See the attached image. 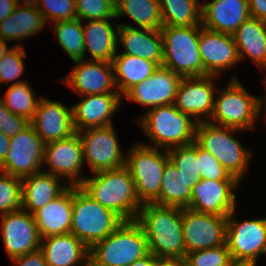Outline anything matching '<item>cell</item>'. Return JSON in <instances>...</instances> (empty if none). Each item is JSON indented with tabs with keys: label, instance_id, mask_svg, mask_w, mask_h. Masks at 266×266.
I'll use <instances>...</instances> for the list:
<instances>
[{
	"label": "cell",
	"instance_id": "cell-16",
	"mask_svg": "<svg viewBox=\"0 0 266 266\" xmlns=\"http://www.w3.org/2000/svg\"><path fill=\"white\" fill-rule=\"evenodd\" d=\"M43 162L51 168L48 173L69 179L70 186H80L85 178H77L84 163L83 145L78 132L66 139L45 144Z\"/></svg>",
	"mask_w": 266,
	"mask_h": 266
},
{
	"label": "cell",
	"instance_id": "cell-53",
	"mask_svg": "<svg viewBox=\"0 0 266 266\" xmlns=\"http://www.w3.org/2000/svg\"><path fill=\"white\" fill-rule=\"evenodd\" d=\"M17 3L19 4L20 0H16ZM39 0H23L24 5H35L37 6Z\"/></svg>",
	"mask_w": 266,
	"mask_h": 266
},
{
	"label": "cell",
	"instance_id": "cell-1",
	"mask_svg": "<svg viewBox=\"0 0 266 266\" xmlns=\"http://www.w3.org/2000/svg\"><path fill=\"white\" fill-rule=\"evenodd\" d=\"M143 229L148 250L160 260L183 261L186 248L183 240L182 208L145 203L135 220Z\"/></svg>",
	"mask_w": 266,
	"mask_h": 266
},
{
	"label": "cell",
	"instance_id": "cell-27",
	"mask_svg": "<svg viewBox=\"0 0 266 266\" xmlns=\"http://www.w3.org/2000/svg\"><path fill=\"white\" fill-rule=\"evenodd\" d=\"M59 177L39 171L22 179V209L34 214L51 200L58 197L66 188L61 186Z\"/></svg>",
	"mask_w": 266,
	"mask_h": 266
},
{
	"label": "cell",
	"instance_id": "cell-3",
	"mask_svg": "<svg viewBox=\"0 0 266 266\" xmlns=\"http://www.w3.org/2000/svg\"><path fill=\"white\" fill-rule=\"evenodd\" d=\"M149 253L142 227L136 221H124L105 239L89 248V265L130 266Z\"/></svg>",
	"mask_w": 266,
	"mask_h": 266
},
{
	"label": "cell",
	"instance_id": "cell-38",
	"mask_svg": "<svg viewBox=\"0 0 266 266\" xmlns=\"http://www.w3.org/2000/svg\"><path fill=\"white\" fill-rule=\"evenodd\" d=\"M0 214L4 215L22 208V179L1 172Z\"/></svg>",
	"mask_w": 266,
	"mask_h": 266
},
{
	"label": "cell",
	"instance_id": "cell-19",
	"mask_svg": "<svg viewBox=\"0 0 266 266\" xmlns=\"http://www.w3.org/2000/svg\"><path fill=\"white\" fill-rule=\"evenodd\" d=\"M199 51L203 63V76H217L222 70L239 61L233 35L204 27L200 28L199 32Z\"/></svg>",
	"mask_w": 266,
	"mask_h": 266
},
{
	"label": "cell",
	"instance_id": "cell-11",
	"mask_svg": "<svg viewBox=\"0 0 266 266\" xmlns=\"http://www.w3.org/2000/svg\"><path fill=\"white\" fill-rule=\"evenodd\" d=\"M182 223L186 254L226 244L227 216L182 208Z\"/></svg>",
	"mask_w": 266,
	"mask_h": 266
},
{
	"label": "cell",
	"instance_id": "cell-26",
	"mask_svg": "<svg viewBox=\"0 0 266 266\" xmlns=\"http://www.w3.org/2000/svg\"><path fill=\"white\" fill-rule=\"evenodd\" d=\"M40 250L48 266H76L83 259L89 264V248L71 233L43 237Z\"/></svg>",
	"mask_w": 266,
	"mask_h": 266
},
{
	"label": "cell",
	"instance_id": "cell-13",
	"mask_svg": "<svg viewBox=\"0 0 266 266\" xmlns=\"http://www.w3.org/2000/svg\"><path fill=\"white\" fill-rule=\"evenodd\" d=\"M232 211L227 216L226 245L231 259L257 263L260 253H266V218L238 223Z\"/></svg>",
	"mask_w": 266,
	"mask_h": 266
},
{
	"label": "cell",
	"instance_id": "cell-31",
	"mask_svg": "<svg viewBox=\"0 0 266 266\" xmlns=\"http://www.w3.org/2000/svg\"><path fill=\"white\" fill-rule=\"evenodd\" d=\"M19 5L0 22V37L7 42L34 35L45 27L46 22L37 6Z\"/></svg>",
	"mask_w": 266,
	"mask_h": 266
},
{
	"label": "cell",
	"instance_id": "cell-34",
	"mask_svg": "<svg viewBox=\"0 0 266 266\" xmlns=\"http://www.w3.org/2000/svg\"><path fill=\"white\" fill-rule=\"evenodd\" d=\"M198 0H159L163 26H199L202 6Z\"/></svg>",
	"mask_w": 266,
	"mask_h": 266
},
{
	"label": "cell",
	"instance_id": "cell-33",
	"mask_svg": "<svg viewBox=\"0 0 266 266\" xmlns=\"http://www.w3.org/2000/svg\"><path fill=\"white\" fill-rule=\"evenodd\" d=\"M125 14L140 28L161 30L163 27L159 0H115L116 18Z\"/></svg>",
	"mask_w": 266,
	"mask_h": 266
},
{
	"label": "cell",
	"instance_id": "cell-37",
	"mask_svg": "<svg viewBox=\"0 0 266 266\" xmlns=\"http://www.w3.org/2000/svg\"><path fill=\"white\" fill-rule=\"evenodd\" d=\"M169 160L178 169L179 173L187 179H193L196 184L200 178L198 144L194 141L192 144L184 146H175L167 149Z\"/></svg>",
	"mask_w": 266,
	"mask_h": 266
},
{
	"label": "cell",
	"instance_id": "cell-14",
	"mask_svg": "<svg viewBox=\"0 0 266 266\" xmlns=\"http://www.w3.org/2000/svg\"><path fill=\"white\" fill-rule=\"evenodd\" d=\"M1 221L4 247L11 259L40 249L42 238L33 214L21 208L1 215Z\"/></svg>",
	"mask_w": 266,
	"mask_h": 266
},
{
	"label": "cell",
	"instance_id": "cell-43",
	"mask_svg": "<svg viewBox=\"0 0 266 266\" xmlns=\"http://www.w3.org/2000/svg\"><path fill=\"white\" fill-rule=\"evenodd\" d=\"M198 160L201 179L237 180L231 176L222 164L208 151L198 145Z\"/></svg>",
	"mask_w": 266,
	"mask_h": 266
},
{
	"label": "cell",
	"instance_id": "cell-32",
	"mask_svg": "<svg viewBox=\"0 0 266 266\" xmlns=\"http://www.w3.org/2000/svg\"><path fill=\"white\" fill-rule=\"evenodd\" d=\"M193 186V179L185 178L169 160L164 168L159 197L153 203L188 208Z\"/></svg>",
	"mask_w": 266,
	"mask_h": 266
},
{
	"label": "cell",
	"instance_id": "cell-36",
	"mask_svg": "<svg viewBox=\"0 0 266 266\" xmlns=\"http://www.w3.org/2000/svg\"><path fill=\"white\" fill-rule=\"evenodd\" d=\"M2 99L5 107L17 116L31 121L37 109L39 100L33 94L27 82H14Z\"/></svg>",
	"mask_w": 266,
	"mask_h": 266
},
{
	"label": "cell",
	"instance_id": "cell-40",
	"mask_svg": "<svg viewBox=\"0 0 266 266\" xmlns=\"http://www.w3.org/2000/svg\"><path fill=\"white\" fill-rule=\"evenodd\" d=\"M77 18L103 20L116 18L115 0H75Z\"/></svg>",
	"mask_w": 266,
	"mask_h": 266
},
{
	"label": "cell",
	"instance_id": "cell-35",
	"mask_svg": "<svg viewBox=\"0 0 266 266\" xmlns=\"http://www.w3.org/2000/svg\"><path fill=\"white\" fill-rule=\"evenodd\" d=\"M81 22L75 18L55 22L54 25L58 43L73 61L85 59L84 33Z\"/></svg>",
	"mask_w": 266,
	"mask_h": 266
},
{
	"label": "cell",
	"instance_id": "cell-7",
	"mask_svg": "<svg viewBox=\"0 0 266 266\" xmlns=\"http://www.w3.org/2000/svg\"><path fill=\"white\" fill-rule=\"evenodd\" d=\"M235 131L238 129L218 126L203 119L197 123L195 142L213 155L231 176L240 181L251 153L231 136Z\"/></svg>",
	"mask_w": 266,
	"mask_h": 266
},
{
	"label": "cell",
	"instance_id": "cell-46",
	"mask_svg": "<svg viewBox=\"0 0 266 266\" xmlns=\"http://www.w3.org/2000/svg\"><path fill=\"white\" fill-rule=\"evenodd\" d=\"M250 17L266 22V0H248Z\"/></svg>",
	"mask_w": 266,
	"mask_h": 266
},
{
	"label": "cell",
	"instance_id": "cell-30",
	"mask_svg": "<svg viewBox=\"0 0 266 266\" xmlns=\"http://www.w3.org/2000/svg\"><path fill=\"white\" fill-rule=\"evenodd\" d=\"M112 64L117 74L114 75L115 85L122 96L160 67L156 62L128 54H116Z\"/></svg>",
	"mask_w": 266,
	"mask_h": 266
},
{
	"label": "cell",
	"instance_id": "cell-25",
	"mask_svg": "<svg viewBox=\"0 0 266 266\" xmlns=\"http://www.w3.org/2000/svg\"><path fill=\"white\" fill-rule=\"evenodd\" d=\"M119 39L125 46V52L122 54L144 58L162 66L164 46L161 30L139 29L120 24L118 28Z\"/></svg>",
	"mask_w": 266,
	"mask_h": 266
},
{
	"label": "cell",
	"instance_id": "cell-4",
	"mask_svg": "<svg viewBox=\"0 0 266 266\" xmlns=\"http://www.w3.org/2000/svg\"><path fill=\"white\" fill-rule=\"evenodd\" d=\"M123 222L117 214L96 202L80 186H73L70 233L88 248L105 239Z\"/></svg>",
	"mask_w": 266,
	"mask_h": 266
},
{
	"label": "cell",
	"instance_id": "cell-41",
	"mask_svg": "<svg viewBox=\"0 0 266 266\" xmlns=\"http://www.w3.org/2000/svg\"><path fill=\"white\" fill-rule=\"evenodd\" d=\"M37 8L42 13L45 22H48L50 18L54 23L77 18L75 0H39Z\"/></svg>",
	"mask_w": 266,
	"mask_h": 266
},
{
	"label": "cell",
	"instance_id": "cell-10",
	"mask_svg": "<svg viewBox=\"0 0 266 266\" xmlns=\"http://www.w3.org/2000/svg\"><path fill=\"white\" fill-rule=\"evenodd\" d=\"M45 143L29 125L10 138L9 150L0 171L23 179L39 172L43 164Z\"/></svg>",
	"mask_w": 266,
	"mask_h": 266
},
{
	"label": "cell",
	"instance_id": "cell-52",
	"mask_svg": "<svg viewBox=\"0 0 266 266\" xmlns=\"http://www.w3.org/2000/svg\"><path fill=\"white\" fill-rule=\"evenodd\" d=\"M256 263L248 261H234L232 260L228 266H255Z\"/></svg>",
	"mask_w": 266,
	"mask_h": 266
},
{
	"label": "cell",
	"instance_id": "cell-50",
	"mask_svg": "<svg viewBox=\"0 0 266 266\" xmlns=\"http://www.w3.org/2000/svg\"><path fill=\"white\" fill-rule=\"evenodd\" d=\"M156 266H184V262L178 260H159Z\"/></svg>",
	"mask_w": 266,
	"mask_h": 266
},
{
	"label": "cell",
	"instance_id": "cell-29",
	"mask_svg": "<svg viewBox=\"0 0 266 266\" xmlns=\"http://www.w3.org/2000/svg\"><path fill=\"white\" fill-rule=\"evenodd\" d=\"M232 35L239 60L245 53L258 67L266 69V22L249 17Z\"/></svg>",
	"mask_w": 266,
	"mask_h": 266
},
{
	"label": "cell",
	"instance_id": "cell-8",
	"mask_svg": "<svg viewBox=\"0 0 266 266\" xmlns=\"http://www.w3.org/2000/svg\"><path fill=\"white\" fill-rule=\"evenodd\" d=\"M262 105L261 99L253 97L238 79L232 78L221 95L217 99L214 98L213 113L209 122L238 130L255 128L254 122Z\"/></svg>",
	"mask_w": 266,
	"mask_h": 266
},
{
	"label": "cell",
	"instance_id": "cell-42",
	"mask_svg": "<svg viewBox=\"0 0 266 266\" xmlns=\"http://www.w3.org/2000/svg\"><path fill=\"white\" fill-rule=\"evenodd\" d=\"M26 56L23 46L16 45L0 59V83L8 85L23 74V60Z\"/></svg>",
	"mask_w": 266,
	"mask_h": 266
},
{
	"label": "cell",
	"instance_id": "cell-9",
	"mask_svg": "<svg viewBox=\"0 0 266 266\" xmlns=\"http://www.w3.org/2000/svg\"><path fill=\"white\" fill-rule=\"evenodd\" d=\"M157 149L137 144L125 157V167L135 182L137 197L142 204L153 203L159 197L164 168L169 161L168 151L162 154Z\"/></svg>",
	"mask_w": 266,
	"mask_h": 266
},
{
	"label": "cell",
	"instance_id": "cell-49",
	"mask_svg": "<svg viewBox=\"0 0 266 266\" xmlns=\"http://www.w3.org/2000/svg\"><path fill=\"white\" fill-rule=\"evenodd\" d=\"M10 137H7L0 132V164L5 160L6 154L9 150Z\"/></svg>",
	"mask_w": 266,
	"mask_h": 266
},
{
	"label": "cell",
	"instance_id": "cell-48",
	"mask_svg": "<svg viewBox=\"0 0 266 266\" xmlns=\"http://www.w3.org/2000/svg\"><path fill=\"white\" fill-rule=\"evenodd\" d=\"M160 259L155 257L152 253H149L145 257L136 260L134 263H132L130 266H156L157 262Z\"/></svg>",
	"mask_w": 266,
	"mask_h": 266
},
{
	"label": "cell",
	"instance_id": "cell-22",
	"mask_svg": "<svg viewBox=\"0 0 266 266\" xmlns=\"http://www.w3.org/2000/svg\"><path fill=\"white\" fill-rule=\"evenodd\" d=\"M72 107L75 132L112 125L111 116L118 109L121 94L86 95ZM84 128V129H83Z\"/></svg>",
	"mask_w": 266,
	"mask_h": 266
},
{
	"label": "cell",
	"instance_id": "cell-23",
	"mask_svg": "<svg viewBox=\"0 0 266 266\" xmlns=\"http://www.w3.org/2000/svg\"><path fill=\"white\" fill-rule=\"evenodd\" d=\"M249 17L248 0H212L202 4V26L211 31L232 35Z\"/></svg>",
	"mask_w": 266,
	"mask_h": 266
},
{
	"label": "cell",
	"instance_id": "cell-47",
	"mask_svg": "<svg viewBox=\"0 0 266 266\" xmlns=\"http://www.w3.org/2000/svg\"><path fill=\"white\" fill-rule=\"evenodd\" d=\"M17 5L16 0H0V22L11 15Z\"/></svg>",
	"mask_w": 266,
	"mask_h": 266
},
{
	"label": "cell",
	"instance_id": "cell-44",
	"mask_svg": "<svg viewBox=\"0 0 266 266\" xmlns=\"http://www.w3.org/2000/svg\"><path fill=\"white\" fill-rule=\"evenodd\" d=\"M30 125V121L17 116L7 109L0 98V132L7 137H13Z\"/></svg>",
	"mask_w": 266,
	"mask_h": 266
},
{
	"label": "cell",
	"instance_id": "cell-12",
	"mask_svg": "<svg viewBox=\"0 0 266 266\" xmlns=\"http://www.w3.org/2000/svg\"><path fill=\"white\" fill-rule=\"evenodd\" d=\"M83 145V159L92 172L113 170L125 166V159L112 125L78 131Z\"/></svg>",
	"mask_w": 266,
	"mask_h": 266
},
{
	"label": "cell",
	"instance_id": "cell-5",
	"mask_svg": "<svg viewBox=\"0 0 266 266\" xmlns=\"http://www.w3.org/2000/svg\"><path fill=\"white\" fill-rule=\"evenodd\" d=\"M139 120L141 128L156 144V148L161 146L171 149L195 141L197 122H193L190 115L179 111L175 104L150 108Z\"/></svg>",
	"mask_w": 266,
	"mask_h": 266
},
{
	"label": "cell",
	"instance_id": "cell-39",
	"mask_svg": "<svg viewBox=\"0 0 266 266\" xmlns=\"http://www.w3.org/2000/svg\"><path fill=\"white\" fill-rule=\"evenodd\" d=\"M231 261L226 244L187 253L183 260L184 266H228Z\"/></svg>",
	"mask_w": 266,
	"mask_h": 266
},
{
	"label": "cell",
	"instance_id": "cell-17",
	"mask_svg": "<svg viewBox=\"0 0 266 266\" xmlns=\"http://www.w3.org/2000/svg\"><path fill=\"white\" fill-rule=\"evenodd\" d=\"M183 79L170 69L160 66L151 76L132 87L123 97L149 108L174 104Z\"/></svg>",
	"mask_w": 266,
	"mask_h": 266
},
{
	"label": "cell",
	"instance_id": "cell-51",
	"mask_svg": "<svg viewBox=\"0 0 266 266\" xmlns=\"http://www.w3.org/2000/svg\"><path fill=\"white\" fill-rule=\"evenodd\" d=\"M6 42L0 37V59L10 50Z\"/></svg>",
	"mask_w": 266,
	"mask_h": 266
},
{
	"label": "cell",
	"instance_id": "cell-24",
	"mask_svg": "<svg viewBox=\"0 0 266 266\" xmlns=\"http://www.w3.org/2000/svg\"><path fill=\"white\" fill-rule=\"evenodd\" d=\"M73 212V186L37 210L33 215L41 238L70 233Z\"/></svg>",
	"mask_w": 266,
	"mask_h": 266
},
{
	"label": "cell",
	"instance_id": "cell-18",
	"mask_svg": "<svg viewBox=\"0 0 266 266\" xmlns=\"http://www.w3.org/2000/svg\"><path fill=\"white\" fill-rule=\"evenodd\" d=\"M75 67L66 78V84L81 96L97 94H120L114 80L111 62L76 60ZM116 91H112L111 89Z\"/></svg>",
	"mask_w": 266,
	"mask_h": 266
},
{
	"label": "cell",
	"instance_id": "cell-28",
	"mask_svg": "<svg viewBox=\"0 0 266 266\" xmlns=\"http://www.w3.org/2000/svg\"><path fill=\"white\" fill-rule=\"evenodd\" d=\"M110 19L89 20L87 25L82 24L84 33L85 54L89 51L92 59L95 61L111 62L116 55L118 28L115 25L116 32L113 29Z\"/></svg>",
	"mask_w": 266,
	"mask_h": 266
},
{
	"label": "cell",
	"instance_id": "cell-20",
	"mask_svg": "<svg viewBox=\"0 0 266 266\" xmlns=\"http://www.w3.org/2000/svg\"><path fill=\"white\" fill-rule=\"evenodd\" d=\"M30 125L45 144L66 139L75 133L72 108L45 98L39 99Z\"/></svg>",
	"mask_w": 266,
	"mask_h": 266
},
{
	"label": "cell",
	"instance_id": "cell-6",
	"mask_svg": "<svg viewBox=\"0 0 266 266\" xmlns=\"http://www.w3.org/2000/svg\"><path fill=\"white\" fill-rule=\"evenodd\" d=\"M200 26H163L162 66L182 77L203 76L199 51Z\"/></svg>",
	"mask_w": 266,
	"mask_h": 266
},
{
	"label": "cell",
	"instance_id": "cell-2",
	"mask_svg": "<svg viewBox=\"0 0 266 266\" xmlns=\"http://www.w3.org/2000/svg\"><path fill=\"white\" fill-rule=\"evenodd\" d=\"M80 187L123 221H135L143 205L137 197L135 182L125 166L96 172L92 178L84 179Z\"/></svg>",
	"mask_w": 266,
	"mask_h": 266
},
{
	"label": "cell",
	"instance_id": "cell-45",
	"mask_svg": "<svg viewBox=\"0 0 266 266\" xmlns=\"http://www.w3.org/2000/svg\"><path fill=\"white\" fill-rule=\"evenodd\" d=\"M18 266H48L43 252L39 249L12 259Z\"/></svg>",
	"mask_w": 266,
	"mask_h": 266
},
{
	"label": "cell",
	"instance_id": "cell-21",
	"mask_svg": "<svg viewBox=\"0 0 266 266\" xmlns=\"http://www.w3.org/2000/svg\"><path fill=\"white\" fill-rule=\"evenodd\" d=\"M215 76L205 75L197 77H183L179 85L175 106L191 117H197V123L201 122L198 117L208 115L209 121L214 108V86L212 78Z\"/></svg>",
	"mask_w": 266,
	"mask_h": 266
},
{
	"label": "cell",
	"instance_id": "cell-15",
	"mask_svg": "<svg viewBox=\"0 0 266 266\" xmlns=\"http://www.w3.org/2000/svg\"><path fill=\"white\" fill-rule=\"evenodd\" d=\"M238 180H208L200 179L191 190L188 208L218 216H228L235 211L236 195L233 189Z\"/></svg>",
	"mask_w": 266,
	"mask_h": 266
}]
</instances>
